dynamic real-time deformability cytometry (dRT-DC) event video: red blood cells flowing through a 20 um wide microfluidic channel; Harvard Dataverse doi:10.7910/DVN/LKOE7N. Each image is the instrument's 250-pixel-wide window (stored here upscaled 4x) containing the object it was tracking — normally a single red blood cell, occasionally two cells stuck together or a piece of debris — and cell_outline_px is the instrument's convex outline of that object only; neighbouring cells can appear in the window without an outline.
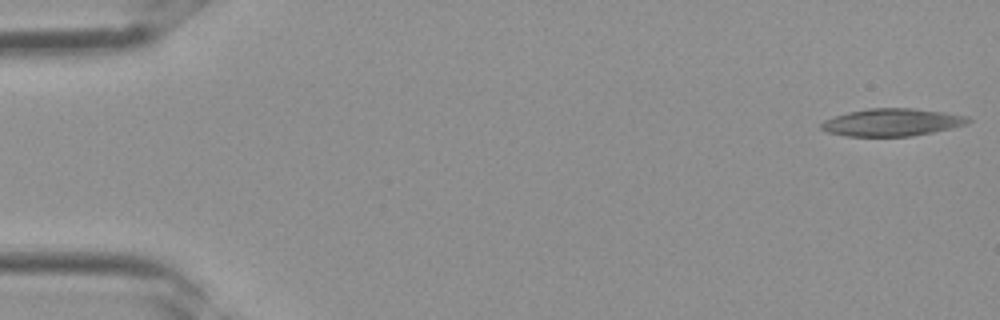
{"species": "Egyptian fruit bat (a non-hibernating species)", "species_latin": "Rousettus aegyptiacus", "temperature_condition": "room temperature", "stored_images_in_passage": 5, "camera_frame_rate_fps": 3000, "um_per_image_px": 0.085, "frame": {"image": 1, "passage_image": 1, "time_ms": 0.0, "image_size_px": [1000, 320], "cell_outline_px": [[972, 120], [968, 124], [952, 128], [912, 136], [844, 136], [828, 132], [820, 128], [820, 124], [824, 120], [848, 112], [868, 108], [912, 108], [944, 112], [968, 116]], "centroid_in_image_um": [75.84, 10.39], "position_along_channel_um": 9.2, "area_um2": 23.58}}
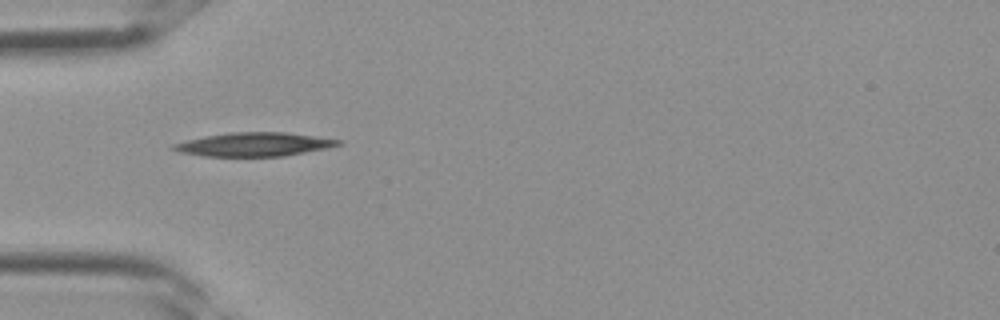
{"frame": {"image": 2, "passage_image": 4, "time_ms": 1.0, "image_size_px": [1000, 320], "cell_outline_px": [[344, 144], [328, 148], [284, 156], [204, 156], [176, 152], [168, 148], [172, 144], [204, 136], [228, 132], [284, 132], [344, 140]], "centroid_in_image_um": [21.59, 12.27], "position_along_channel_um": 63.4, "area_um2": 23.0}}
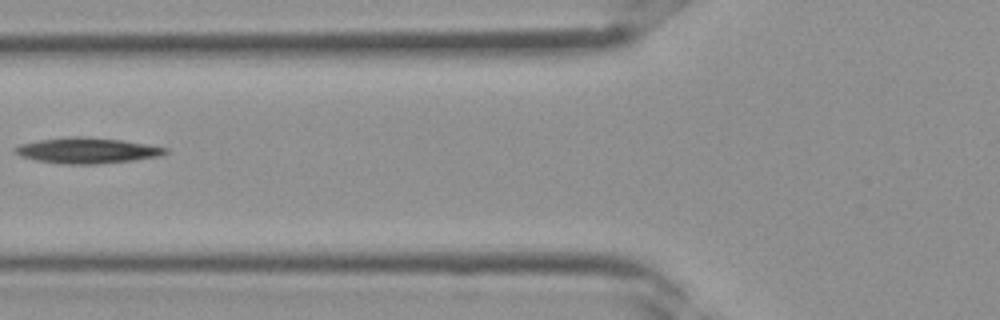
{"frame": {"image": 3, "passage_image": 5, "time_ms": 1.333, "image_size_px": [1000, 320], "cell_outline_px": [[168, 152], [160, 156], [136, 160], [96, 164], [60, 164], [36, 160], [20, 156], [12, 152], [12, 148], [20, 144], [40, 140], [72, 136], [88, 136], [120, 140], [148, 144], [168, 148]], "centroid_in_image_um": [7.39, 12.79], "position_along_channel_um": 118.4, "area_um2": 22.72}}